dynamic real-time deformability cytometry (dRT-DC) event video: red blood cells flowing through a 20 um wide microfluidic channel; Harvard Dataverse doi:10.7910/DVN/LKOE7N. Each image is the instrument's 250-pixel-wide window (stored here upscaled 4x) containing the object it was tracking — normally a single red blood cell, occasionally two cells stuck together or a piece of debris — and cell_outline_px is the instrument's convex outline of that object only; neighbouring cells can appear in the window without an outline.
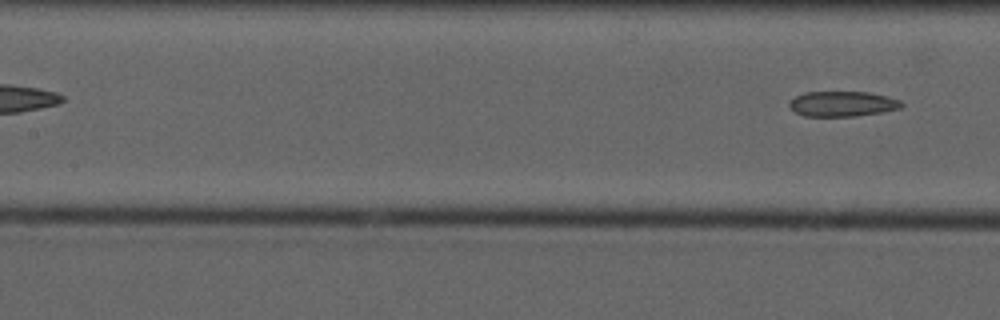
{"species": "common noctule bat (a hibernating species)", "species_latin": "Nyctalus noctula", "temperature_condition": "cold", "stored_images_in_passage": 6, "segment_of_instrument_passage": [2, 2], "camera_frame_rate_fps": 3000, "um_per_image_px": 0.085, "animal": {"sex": "male", "forearm_length_mm": 52.5}, "frame": {"image": 1, "passage_image": 6, "time_ms": 6.667, "image_size_px": [1000, 320], "cell_outline_px": [[904, 104], [900, 108], [880, 112], [856, 116], [804, 116], [796, 112], [788, 104], [796, 96], [804, 92], [868, 92], [888, 96], [900, 100]], "centroid_in_image_um": [71.63, 8.82], "position_along_channel_um": 135.8, "area_um2": 16.36}}